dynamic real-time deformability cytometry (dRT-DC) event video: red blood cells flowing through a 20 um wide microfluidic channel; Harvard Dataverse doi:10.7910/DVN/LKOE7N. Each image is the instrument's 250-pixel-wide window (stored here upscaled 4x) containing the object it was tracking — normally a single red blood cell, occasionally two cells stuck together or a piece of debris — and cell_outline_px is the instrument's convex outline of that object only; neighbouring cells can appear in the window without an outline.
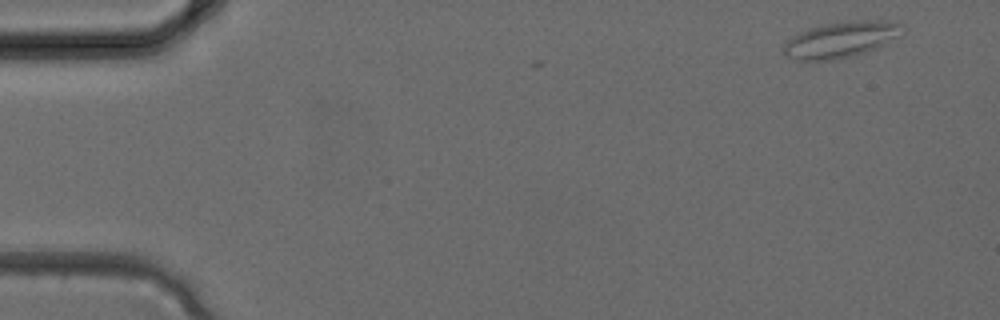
{"species": "common noctule bat (a hibernating species)", "species_latin": "Nyctalus noctula", "temperature_condition": "cold", "stored_images_in_passage": 1, "camera_frame_rate_fps": 3000, "um_per_image_px": 0.085, "animal": {"sex": "female", "body_mass_g": 24.6, "forearm_length_mm": 56.2}, "frame": {"image": 1, "passage_image": 1, "time_ms": 0.0, "image_size_px": [1000, 320], "cell_outline_px": [[904, 28], [876, 48], [864, 52], [848, 56], [828, 60], [792, 60], [784, 52], [784, 44], [788, 40], [800, 32], [808, 28], [848, 20], [896, 20], [904, 24]], "centroid_in_image_um": [71.45, 3.34], "position_along_channel_um": 13.5, "area_um2": 24.28}}